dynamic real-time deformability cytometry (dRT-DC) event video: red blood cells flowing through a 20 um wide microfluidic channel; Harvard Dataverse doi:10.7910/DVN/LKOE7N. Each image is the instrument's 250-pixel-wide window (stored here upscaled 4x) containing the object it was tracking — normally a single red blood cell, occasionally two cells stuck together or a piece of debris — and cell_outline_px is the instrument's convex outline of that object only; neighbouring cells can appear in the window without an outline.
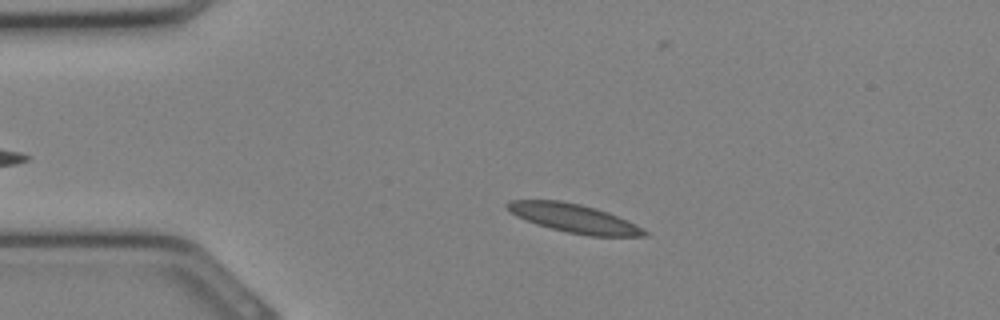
{"species": "Egyptian fruit bat (a non-hibernating species)", "species_latin": "Rousettus aegyptiacus", "temperature_condition": "cold", "stored_images_in_passage": 26, "camera_frame_rate_fps": 3000, "um_per_image_px": 0.085, "animal": {"sex": "female"}, "frame": {"image": 1, "passage_image": 6, "time_ms": 1.667, "image_size_px": [1000, 320], "cell_outline_px": [[648, 236], [588, 236], [568, 232], [536, 224], [512, 212], [504, 204], [508, 200], [560, 200], [580, 204], [596, 208], [608, 212], [628, 220], [636, 224], [648, 232]], "centroid_in_image_um": [48.84, 18.55], "position_along_channel_um": 36.2, "area_um2": 22.66}}
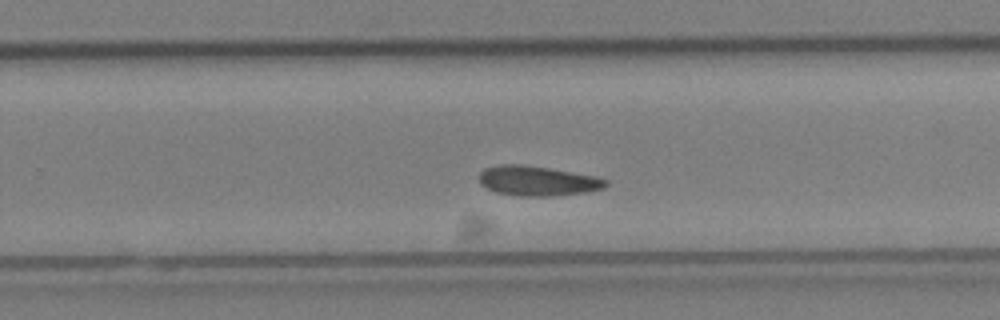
{"frame": {"image": 2, "passage_image": 20, "time_ms": 6.333, "image_size_px": [1000, 320], "cell_outline_px": [[608, 184], [604, 188], [584, 192], [552, 196], [520, 196], [496, 192], [480, 184], [480, 172], [484, 168], [496, 164], [524, 164], [596, 176], [608, 180]], "centroid_in_image_um": [45.67, 15.36], "position_along_channel_um": 284.1, "area_um2": 22.02}}
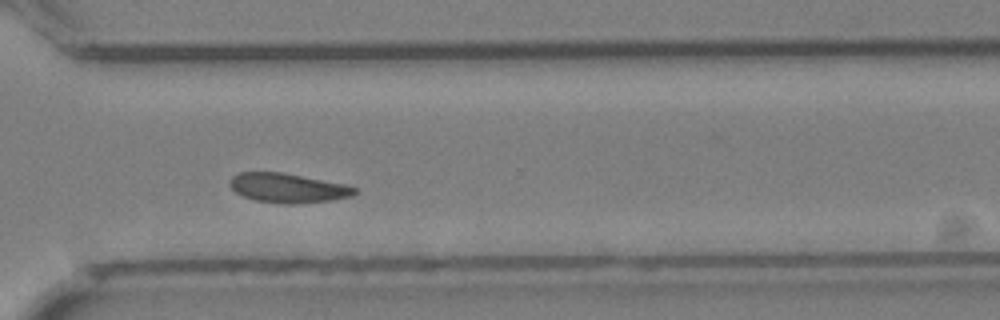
{"frame": {"image": 3, "passage_image": 23, "time_ms": 7.333, "image_size_px": [1000, 320], "cell_outline_px": [[356, 192], [352, 196], [332, 200], [292, 204], [284, 204], [256, 200], [244, 196], [236, 192], [228, 184], [232, 176], [240, 172], [284, 172], [344, 184], [356, 188]], "centroid_in_image_um": [24.45, 15.97], "position_along_channel_um": 346.1, "area_um2": 21.27}}